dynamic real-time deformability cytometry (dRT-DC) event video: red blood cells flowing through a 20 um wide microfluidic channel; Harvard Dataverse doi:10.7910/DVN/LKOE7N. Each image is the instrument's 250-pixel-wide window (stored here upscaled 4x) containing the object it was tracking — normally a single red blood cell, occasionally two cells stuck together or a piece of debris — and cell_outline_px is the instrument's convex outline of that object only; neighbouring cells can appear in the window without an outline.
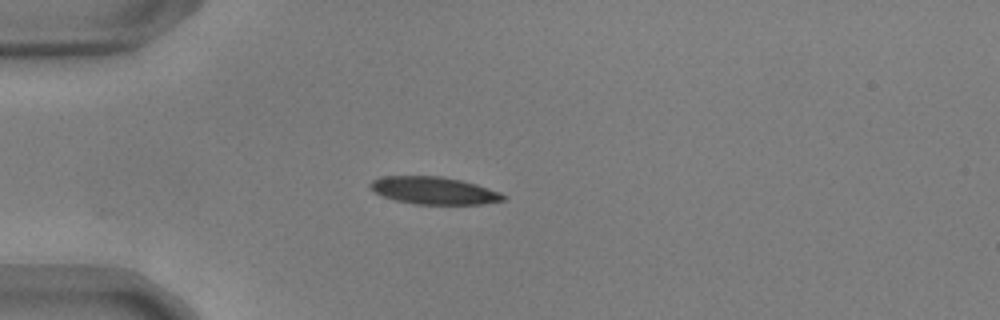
{"species": "common noctule bat (a hibernating species)", "species_latin": "Nyctalus noctula", "temperature_condition": "warm", "stored_images_in_passage": 30, "camera_frame_rate_fps": 3000, "um_per_image_px": 0.085, "animal": {"sex": "male", "body_mass_g": 17.9, "forearm_length_mm": 54.2}, "frame": {"image": 1, "passage_image": 1, "time_ms": 0.0, "image_size_px": [1000, 320], "cell_outline_px": [[504, 200], [480, 204], [416, 204], [396, 200], [384, 196], [368, 188], [368, 184], [372, 180], [380, 176], [440, 176], [460, 180], [476, 184], [500, 192], [504, 196]], "centroid_in_image_um": [36.83, 16.19], "position_along_channel_um": 48.2, "area_um2": 21.1}}
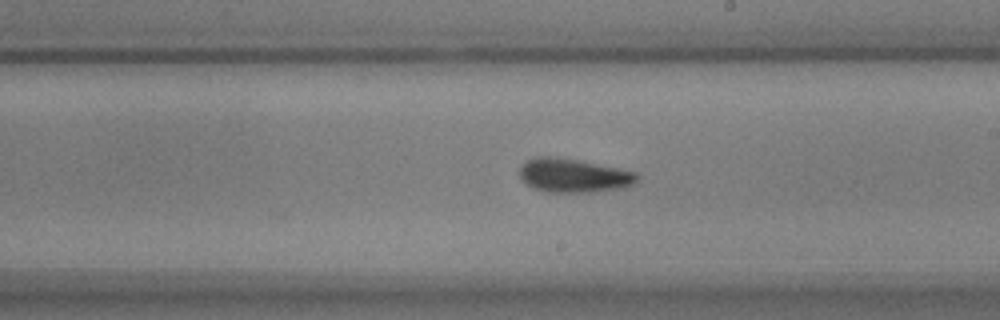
{"frame": {"image": 2, "passage_image": 18, "time_ms": 5.667, "image_size_px": [1000, 320], "cell_outline_px": [[640, 180], [636, 184], [624, 188], [592, 192], [544, 192], [532, 188], [524, 184], [520, 180], [520, 168], [528, 160], [536, 156], [556, 156], [580, 160], [636, 172], [640, 176]], "centroid_in_image_um": [48.77, 14.93], "position_along_channel_um": 240.2, "area_um2": 23.64}}
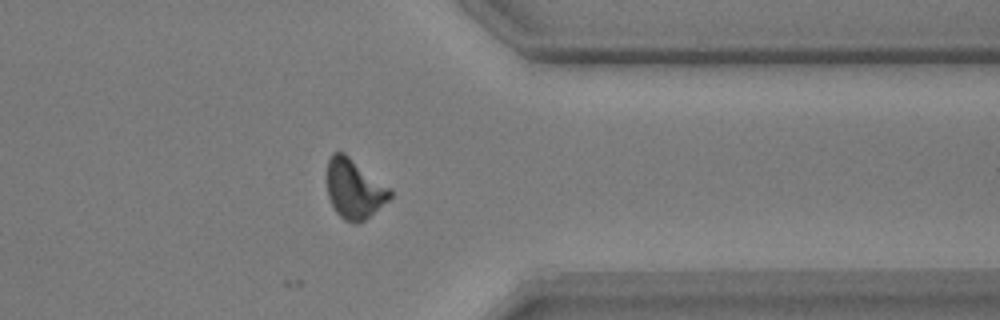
{"frame": {"image": 3, "passage_image": 30, "time_ms": 9.667, "image_size_px": [1000, 320], "cell_outline_px": [[392, 196], [388, 200], [360, 224], [356, 224], [344, 220], [336, 212], [328, 196], [328, 160], [332, 152], [344, 152], [392, 188]], "centroid_in_image_um": [30.14, 16.05], "position_along_channel_um": 381.3, "area_um2": 21.96}, "authors_computed_cell_mechanics": {"area_um2": 22.1952, "velocity_mm_per_s": 3.695, "shape_relaxation_time_tau1_ms": 3.2338, "shape_relaxation_time_tau2_ms": 2.8243, "deformation_change_tau1": 0.163, "deformation_change_tau2": 0.1046}}